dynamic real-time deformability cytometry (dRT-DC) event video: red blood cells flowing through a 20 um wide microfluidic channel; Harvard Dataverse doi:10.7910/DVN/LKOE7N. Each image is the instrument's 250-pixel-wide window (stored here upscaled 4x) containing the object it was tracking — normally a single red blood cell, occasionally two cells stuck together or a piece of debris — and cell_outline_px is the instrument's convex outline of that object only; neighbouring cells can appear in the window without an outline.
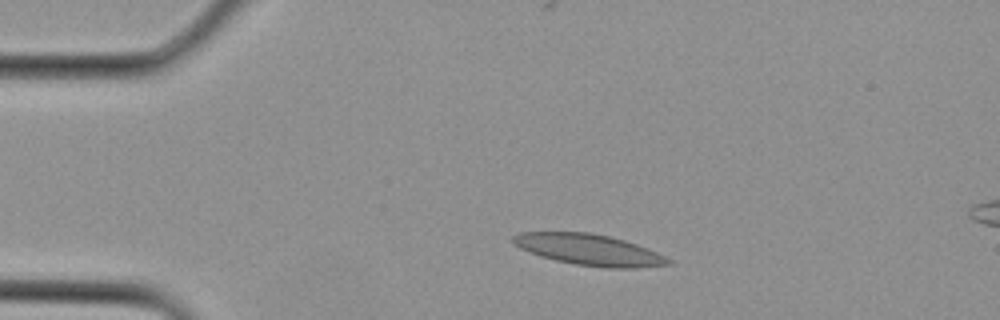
{"species": "Egyptian fruit bat (a non-hibernating species)", "species_latin": "Rousettus aegyptiacus", "temperature_condition": "cold", "stored_images_in_passage": 2, "camera_frame_rate_fps": 3000, "um_per_image_px": 0.085, "animal": {"sex": "female"}, "frame": {"image": 1, "passage_image": 1, "time_ms": 0.0, "image_size_px": [1000, 320], "cell_outline_px": [[672, 264], [636, 268], [608, 268], [576, 264], [556, 260], [540, 256], [520, 248], [512, 244], [512, 236], [520, 232], [588, 232], [608, 236], [624, 240], [648, 248], [672, 260]], "centroid_in_image_um": [50.06, 21.22], "position_along_channel_um": 34.9, "area_um2": 28.03}}